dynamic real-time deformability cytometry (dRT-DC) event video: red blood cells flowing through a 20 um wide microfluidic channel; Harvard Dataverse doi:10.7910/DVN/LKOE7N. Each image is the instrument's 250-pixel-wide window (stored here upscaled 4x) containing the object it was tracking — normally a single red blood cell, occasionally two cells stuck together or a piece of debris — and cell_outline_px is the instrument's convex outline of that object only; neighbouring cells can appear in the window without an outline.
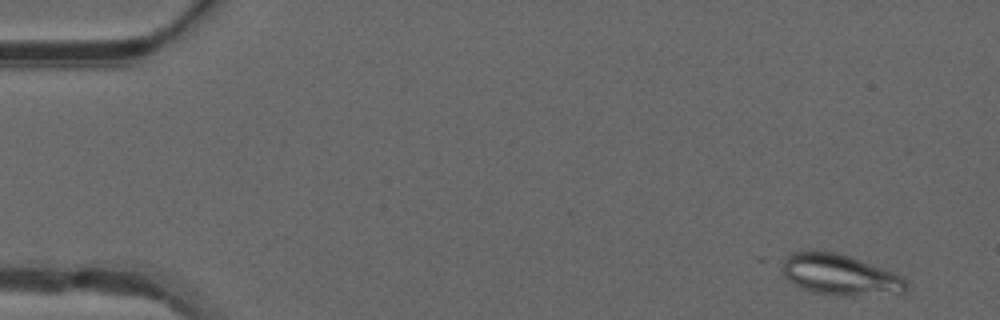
{"species": "common noctule bat (a hibernating species)", "species_latin": "Nyctalus noctula", "temperature_condition": "warm", "stored_images_in_passage": 8, "camera_frame_rate_fps": 3000, "um_per_image_px": 0.085, "animal": {"sex": "male", "forearm_length_mm": 52.5}, "frame": {"image": 1, "passage_image": 3, "time_ms": 0.667, "image_size_px": [1000, 320], "cell_outline_px": [[908, 284], [904, 292], [848, 296], [836, 296], [812, 292], [800, 288], [788, 280], [784, 276], [772, 260], [792, 252], [804, 248], [812, 248], [836, 252], [860, 260], [904, 276], [908, 280]], "centroid_in_image_um": [71.2, 23.3], "position_along_channel_um": 13.8, "area_um2": 30.98}}